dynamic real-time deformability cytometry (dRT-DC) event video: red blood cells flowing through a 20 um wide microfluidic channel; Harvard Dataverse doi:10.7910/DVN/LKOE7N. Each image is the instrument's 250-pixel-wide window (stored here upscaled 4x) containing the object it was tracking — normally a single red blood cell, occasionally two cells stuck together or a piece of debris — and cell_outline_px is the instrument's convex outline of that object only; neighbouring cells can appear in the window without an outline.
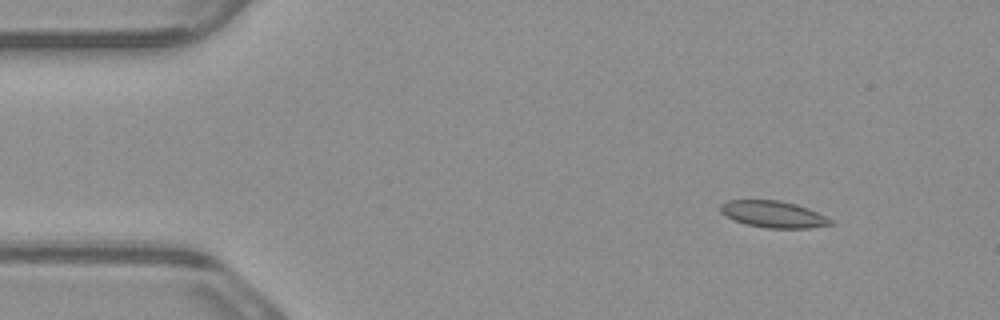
{"species": "common noctule bat (a hibernating species)", "species_latin": "Nyctalus noctula", "temperature_condition": "warm", "stored_images_in_passage": 7, "camera_frame_rate_fps": 3000, "um_per_image_px": 0.085, "animal": {"sex": "male", "body_mass_g": 23.1, "forearm_length_mm": 52.7}, "frame": {"image": 1, "passage_image": 2, "time_ms": 0.333, "image_size_px": [1000, 320], "cell_outline_px": [[836, 224], [808, 228], [768, 228], [744, 224], [724, 216], [720, 212], [720, 204], [728, 200], [780, 200], [796, 204], [808, 208], [832, 220]], "centroid_in_image_um": [65.7, 18.21], "position_along_channel_um": 19.3, "area_um2": 17.22}}
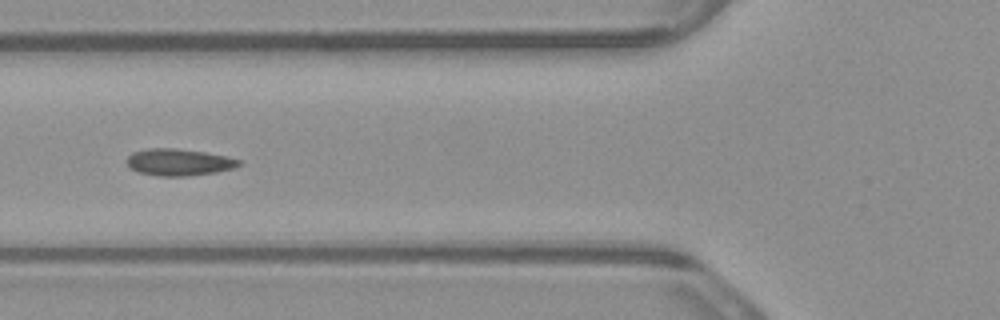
{"frame": {"image": 2, "passage_image": 5, "time_ms": 1.333, "image_size_px": [1000, 320], "cell_outline_px": [[244, 164], [232, 168], [216, 172], [188, 176], [160, 176], [136, 172], [128, 168], [128, 156], [132, 152], [148, 148], [176, 148], [204, 152], [228, 156], [244, 160]], "centroid_in_image_um": [15.23, 13.78], "position_along_channel_um": 110.6, "area_um2": 17.8}}
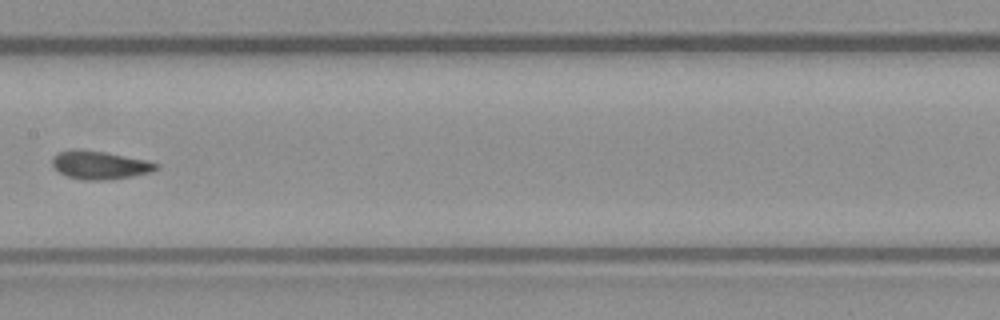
{"frame": {"image": 3, "passage_image": 7, "time_ms": 2.0, "image_size_px": [1000, 320], "cell_outline_px": [[160, 168], [152, 172], [132, 176], [104, 180], [80, 180], [68, 176], [60, 172], [52, 164], [52, 156], [60, 152], [72, 148], [80, 148], [104, 152], [148, 160], [160, 164]], "centroid_in_image_um": [8.5, 14.02], "position_along_channel_um": 198.9, "area_um2": 17.28}}